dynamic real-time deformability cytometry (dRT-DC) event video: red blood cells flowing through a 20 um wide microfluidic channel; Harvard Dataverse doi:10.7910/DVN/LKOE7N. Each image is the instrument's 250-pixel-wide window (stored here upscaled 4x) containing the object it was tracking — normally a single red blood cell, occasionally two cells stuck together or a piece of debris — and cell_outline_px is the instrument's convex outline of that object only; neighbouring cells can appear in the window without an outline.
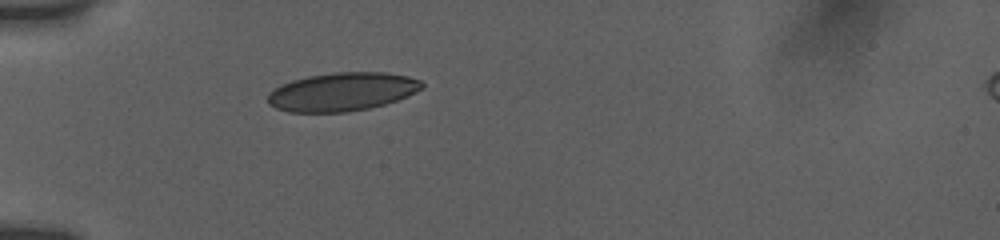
{"species": "human", "species_latin": "Homo sapiens", "temperature_condition": "room temperature", "stored_images_in_passage": 24, "camera_frame_rate_fps": 3000, "um_per_image_px": 0.085, "donor": {"sex": "female"}, "frame": {"image": 1, "passage_image": 1, "time_ms": 0.0, "image_size_px": [1000, 240], "cell_outline_px": [[424, 88], [408, 96], [384, 104], [368, 108], [348, 112], [288, 112], [276, 108], [268, 104], [268, 92], [280, 84], [292, 80], [308, 76], [332, 72], [384, 72], [408, 76], [420, 80], [424, 84]], "centroid_in_image_um": [29.07, 7.79], "position_along_channel_um": 55.9, "area_um2": 34.74}}
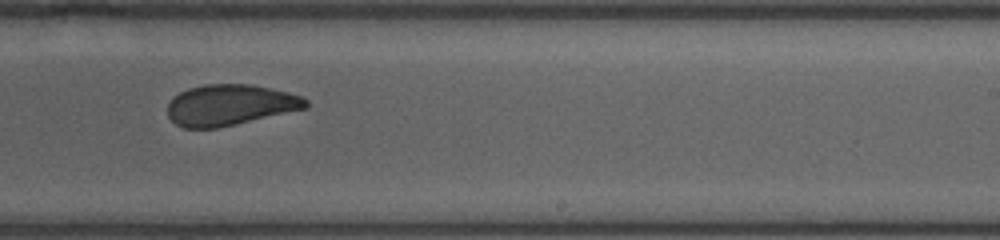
{"frame": {"image": 2, "passage_image": 12, "time_ms": 6.0, "image_size_px": [1000, 240], "cell_outline_px": [[308, 108], [236, 124], [216, 128], [184, 128], [176, 124], [168, 116], [168, 104], [172, 96], [188, 88], [204, 84], [252, 84], [288, 92], [300, 96], [308, 100]], "centroid_in_image_um": [19.54, 8.92], "position_along_channel_um": 269.5, "area_um2": 33.06}}
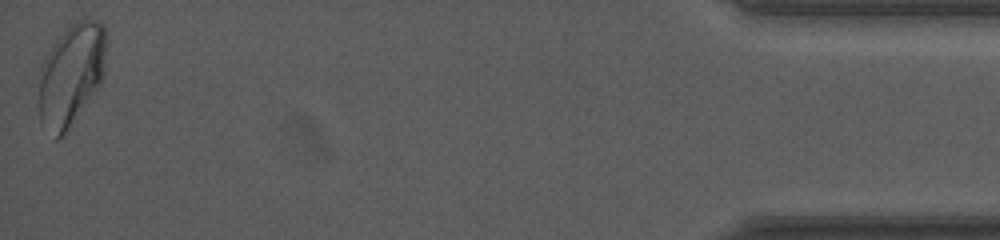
{"frame": {"image": 3, "passage_image": 24, "time_ms": 12.333, "image_size_px": [1000, 240], "cell_outline_px": [[108, 32], [104, 76], [100, 84], [64, 132], [56, 140], [40, 124], [40, 68], [52, 44], [76, 20], [100, 20], [104, 24]], "centroid_in_image_um": [6.09, 6.28], "position_along_channel_um": 429.1, "area_um2": 39.77}, "authors_computed_cell_mechanics": {"area_um2": 34.5355, "velocity_mm_per_s": 3.797, "shape_relaxation_time_tau1_ms": 6.4873, "shape_relaxation_time_tau2_ms": 1.3859, "deformation_change_tau1": 0.1336, "deformation_change_tau2": 0.0624}}